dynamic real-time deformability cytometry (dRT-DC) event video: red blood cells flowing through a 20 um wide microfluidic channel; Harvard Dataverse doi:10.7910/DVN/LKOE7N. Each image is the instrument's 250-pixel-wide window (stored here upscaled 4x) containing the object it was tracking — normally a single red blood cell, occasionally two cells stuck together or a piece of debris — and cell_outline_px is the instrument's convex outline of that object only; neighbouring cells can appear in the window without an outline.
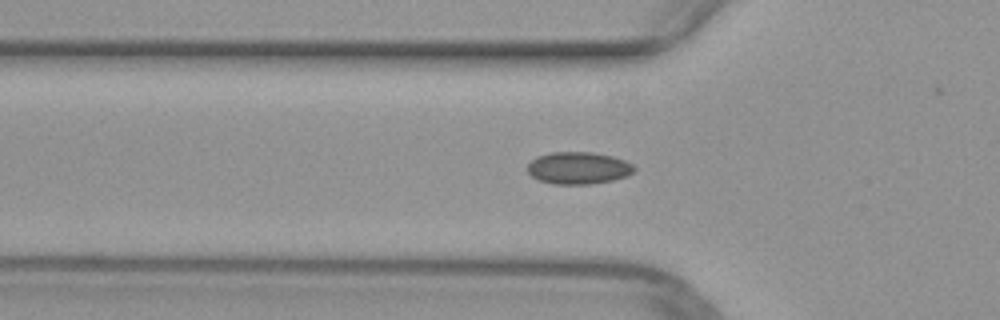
{"species": "common noctule bat (a hibernating species)", "species_latin": "Nyctalus noctula", "temperature_condition": "warm", "stored_images_in_passage": 32, "camera_frame_rate_fps": 3000, "um_per_image_px": 0.085, "animal": {"sex": "female", "body_mass_g": 29.2, "forearm_length_mm": 56.3}, "frame": {"image": 1, "passage_image": 8, "time_ms": 2.333, "image_size_px": [1000, 320], "cell_outline_px": [[636, 168], [628, 176], [612, 180], [592, 184], [552, 184], [540, 180], [532, 176], [528, 172], [528, 164], [536, 156], [552, 152], [592, 152], [612, 156], [624, 160], [632, 164]], "centroid_in_image_um": [49.17, 14.28], "position_along_channel_um": 76.6, "area_um2": 20.0}}
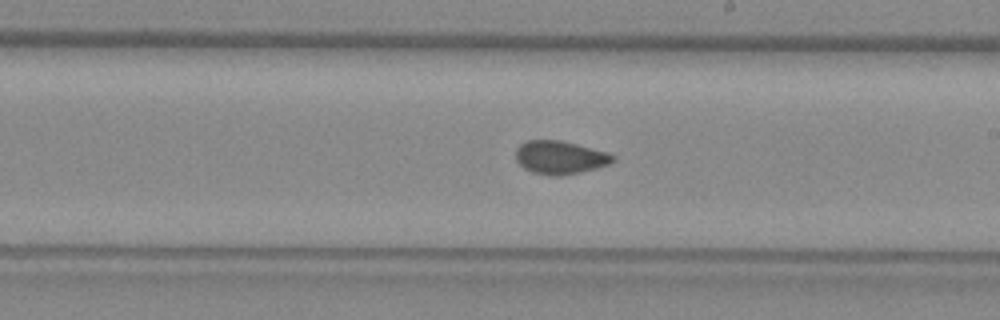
{"frame": {"image": 2, "passage_image": 20, "time_ms": 6.333, "image_size_px": [1000, 320], "cell_outline_px": [[616, 160], [608, 164], [596, 168], [580, 172], [560, 176], [552, 176], [532, 172], [524, 168], [516, 160], [516, 148], [520, 144], [528, 140], [560, 140], [608, 152], [616, 156]], "centroid_in_image_um": [47.61, 13.38], "position_along_channel_um": 241.4, "area_um2": 18.84}}
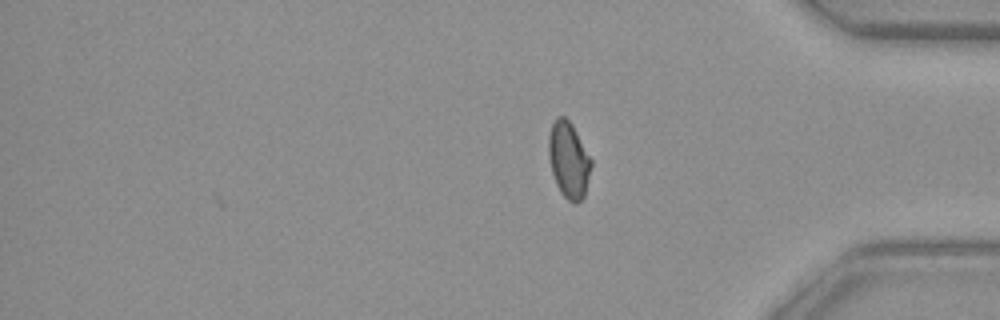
{"frame": {"image": 3, "passage_image": 32, "time_ms": 10.333, "image_size_px": [1000, 320], "cell_outline_px": [[592, 164], [584, 196], [576, 204], [568, 200], [560, 192], [556, 184], [552, 172], [548, 156], [548, 136], [552, 124], [556, 116], [564, 116], [572, 124], [592, 160]], "centroid_in_image_um": [48.32, 13.58], "position_along_channel_um": 386.9, "area_um2": 18.9}}